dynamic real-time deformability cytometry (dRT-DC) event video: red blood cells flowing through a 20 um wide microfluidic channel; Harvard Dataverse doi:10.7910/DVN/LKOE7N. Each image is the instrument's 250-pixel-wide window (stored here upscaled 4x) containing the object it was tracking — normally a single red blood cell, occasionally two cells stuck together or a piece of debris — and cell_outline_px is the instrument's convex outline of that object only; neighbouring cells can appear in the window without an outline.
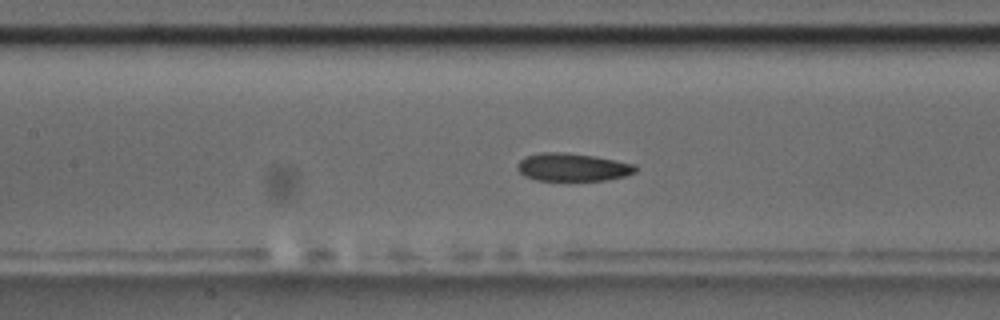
{"species": "common noctule bat (a hibernating species)", "species_latin": "Nyctalus noctula", "temperature_condition": "room temperature", "stored_images_in_passage": 58, "camera_frame_rate_fps": 3000, "um_per_image_px": 0.085, "animal": {"sex": "male", "body_mass_g": 17.5, "forearm_length_mm": 52.3}, "frame": {"image": 1, "passage_image": 26, "time_ms": 8.333, "image_size_px": [1000, 320], "cell_outline_px": [[636, 172], [624, 176], [604, 180], [536, 180], [524, 176], [516, 168], [516, 164], [524, 156], [540, 152], [568, 152], [596, 156], [636, 164]], "centroid_in_image_um": [48.64, 14.19], "position_along_channel_um": 158.8, "area_um2": 19.42}}
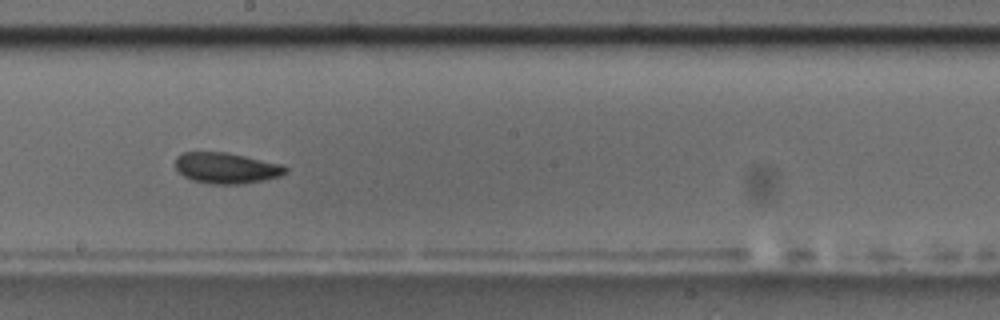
{"frame": {"image": 2, "passage_image": 32, "time_ms": 10.333, "image_size_px": [1000, 320], "cell_outline_px": [[288, 172], [280, 176], [264, 180], [240, 184], [212, 184], [192, 180], [176, 172], [176, 156], [180, 152], [228, 152], [284, 164], [288, 168]], "centroid_in_image_um": [19.25, 14.27], "position_along_channel_um": 228.9, "area_um2": 20.17}}
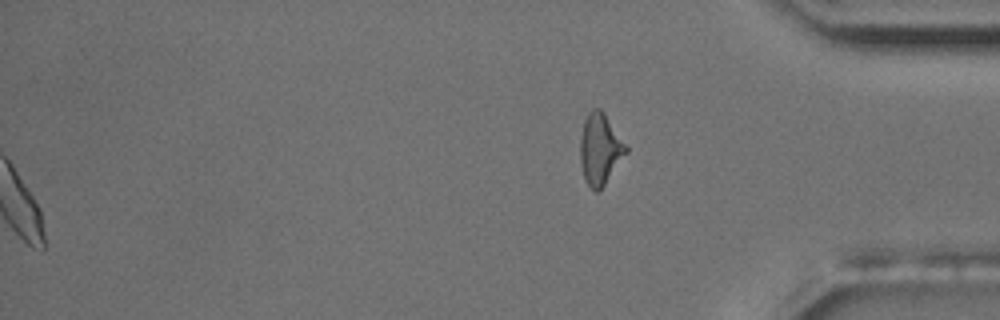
{"frame": {"image": 3, "passage_image": 58, "time_ms": 19.0, "image_size_px": [1000, 320], "cell_outline_px": [[628, 152], [604, 184], [596, 192], [584, 180], [580, 160], [580, 136], [584, 120], [588, 112], [592, 108], [600, 108], [604, 112], [628, 148]], "centroid_in_image_um": [50.99, 12.64], "position_along_channel_um": 384.2, "area_um2": 18.84}, "authors_computed_cell_mechanics": {"area_um2": 19.7387, "velocity_mm_per_s": 3.5454, "shape_relaxation_time_tau1_ms": 3.3769, "shape_relaxation_time_tau2_ms": 2.4655, "deformation_change_tau1": 0.1124, "deformation_change_tau2": 0.0821}}